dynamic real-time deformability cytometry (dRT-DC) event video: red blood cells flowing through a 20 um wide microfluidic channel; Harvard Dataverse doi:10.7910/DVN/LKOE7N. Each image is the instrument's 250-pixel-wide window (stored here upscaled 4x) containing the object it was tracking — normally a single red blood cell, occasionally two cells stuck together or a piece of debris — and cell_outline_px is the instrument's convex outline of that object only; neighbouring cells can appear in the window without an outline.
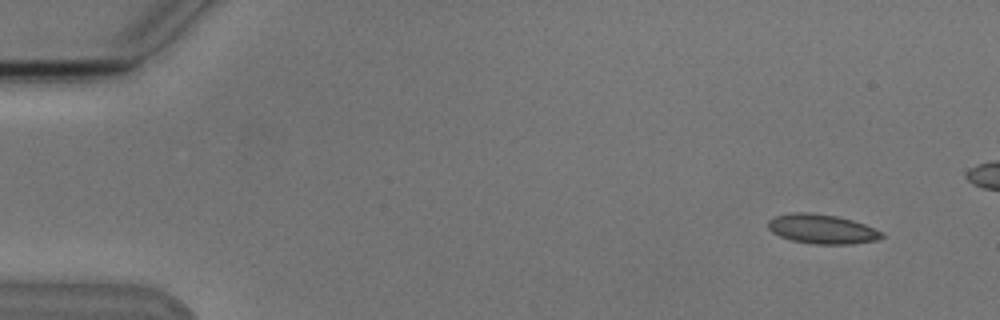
{"species": "Egyptian fruit bat (a non-hibernating species)", "species_latin": "Rousettus aegyptiacus", "temperature_condition": "cold", "stored_images_in_passage": 7, "camera_frame_rate_fps": 3000, "um_per_image_px": 0.085, "animal": {"sex": "male"}, "frame": {"image": 1, "passage_image": 2, "time_ms": 1.333, "image_size_px": [1000, 320], "cell_outline_px": [[884, 236], [876, 240], [852, 244], [812, 244], [792, 240], [780, 236], [772, 232], [768, 228], [768, 220], [776, 216], [792, 212], [812, 212], [836, 216], [852, 220], [864, 224], [884, 232]], "centroid_in_image_um": [69.87, 19.46], "position_along_channel_um": 15.1, "area_um2": 19.54}}